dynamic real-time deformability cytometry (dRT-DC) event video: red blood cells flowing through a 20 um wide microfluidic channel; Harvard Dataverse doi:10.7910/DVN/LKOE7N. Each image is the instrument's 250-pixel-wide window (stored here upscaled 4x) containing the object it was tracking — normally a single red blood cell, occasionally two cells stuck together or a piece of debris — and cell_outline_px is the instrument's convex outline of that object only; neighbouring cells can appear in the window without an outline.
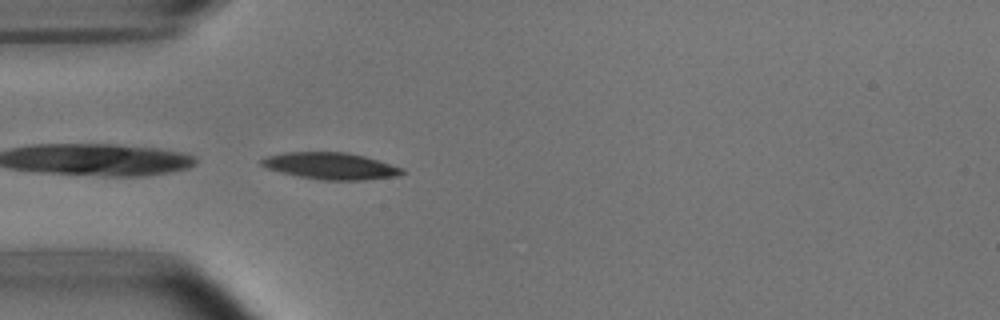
{"species": "common noctule bat (a hibernating species)", "species_latin": "Nyctalus noctula", "temperature_condition": "room temperature", "stored_images_in_passage": 5, "camera_frame_rate_fps": 3000, "um_per_image_px": 0.085, "animal": {"sex": "male", "body_mass_g": 15.6}, "frame": {"image": 1, "passage_image": 5, "time_ms": 1.333, "image_size_px": [1000, 320], "cell_outline_px": [[404, 172], [400, 176], [364, 180], [320, 180], [300, 176], [268, 168], [260, 164], [260, 160], [268, 156], [284, 152], [348, 152], [364, 156], [404, 168]], "centroid_in_image_um": [28.16, 14.1], "position_along_channel_um": 56.8, "area_um2": 21.79}}